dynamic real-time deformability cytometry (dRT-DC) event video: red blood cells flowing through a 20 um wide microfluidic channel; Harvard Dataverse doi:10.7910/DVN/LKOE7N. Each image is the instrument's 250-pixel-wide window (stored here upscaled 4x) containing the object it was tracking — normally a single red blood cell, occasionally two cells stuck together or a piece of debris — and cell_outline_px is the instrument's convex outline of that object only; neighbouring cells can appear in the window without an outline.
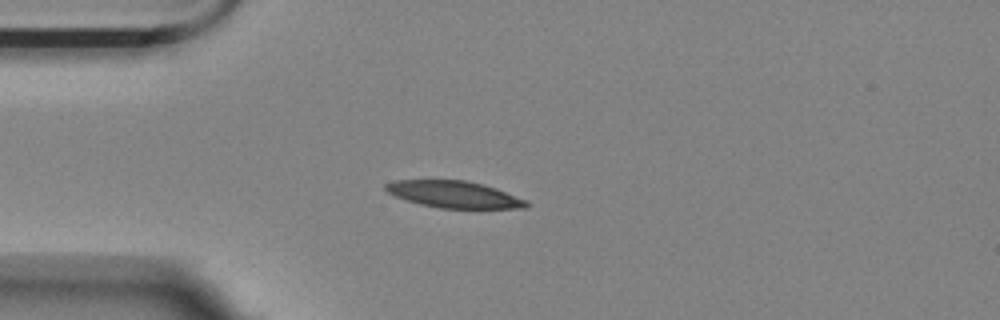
{"species": "Egyptian fruit bat (a non-hibernating species)", "species_latin": "Rousettus aegyptiacus", "temperature_condition": "room temperature", "stored_images_in_passage": 3, "camera_frame_rate_fps": 3000, "um_per_image_px": 0.085, "animal": {"sex": "female"}, "frame": {"image": 1, "passage_image": 1, "time_ms": 0.0, "image_size_px": [1000, 320], "cell_outline_px": [[528, 208], [440, 208], [420, 204], [396, 196], [388, 192], [384, 188], [384, 184], [396, 180], [464, 180], [484, 184], [496, 188], [528, 200]], "centroid_in_image_um": [38.62, 16.52], "position_along_channel_um": 46.4, "area_um2": 21.91}}
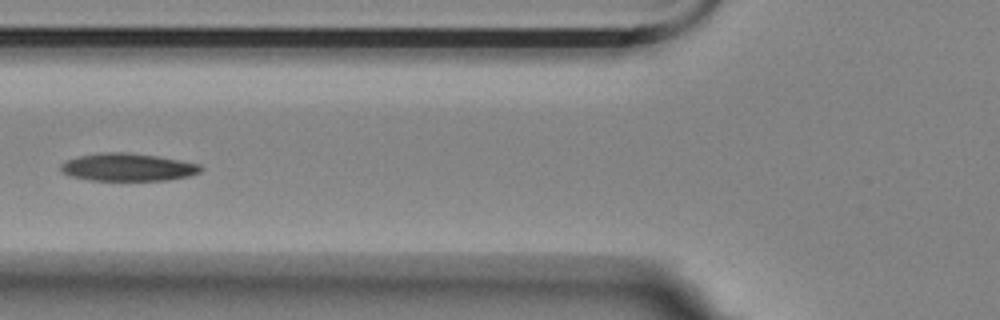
{"frame": {"image": 2, "passage_image": 3, "time_ms": 0.667, "image_size_px": [1000, 320], "cell_outline_px": [[204, 168], [200, 172], [188, 176], [168, 180], [88, 180], [72, 176], [60, 172], [60, 164], [64, 160], [80, 156], [100, 152], [128, 152], [156, 156], [200, 164]], "centroid_in_image_um": [10.83, 14.21], "position_along_channel_um": 115.0, "area_um2": 22.66}}